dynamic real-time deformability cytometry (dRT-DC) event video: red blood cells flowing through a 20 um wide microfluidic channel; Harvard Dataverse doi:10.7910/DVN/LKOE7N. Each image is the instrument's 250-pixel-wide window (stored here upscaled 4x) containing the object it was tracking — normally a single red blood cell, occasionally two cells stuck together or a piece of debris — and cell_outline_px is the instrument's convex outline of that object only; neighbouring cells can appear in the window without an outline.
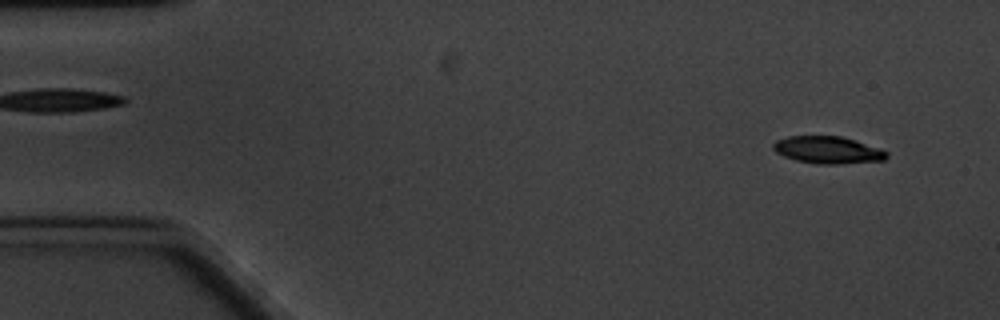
{"species": "common noctule bat (a hibernating species)", "species_latin": "Nyctalus noctula", "temperature_condition": "cold", "stored_images_in_passage": 61, "camera_frame_rate_fps": 3000, "um_per_image_px": 0.085, "animal": {"sex": "male", "body_mass_g": 20.1, "forearm_length_mm": 53.5}, "frame": {"image": 1, "passage_image": 4, "time_ms": 1.0, "image_size_px": [1000, 320], "cell_outline_px": [[888, 156], [884, 160], [840, 164], [816, 164], [796, 160], [784, 156], [776, 152], [772, 148], [772, 144], [776, 140], [788, 136], [840, 136], [880, 148], [888, 152]], "centroid_in_image_um": [70.35, 12.75], "position_along_channel_um": 14.7, "area_um2": 17.98}}
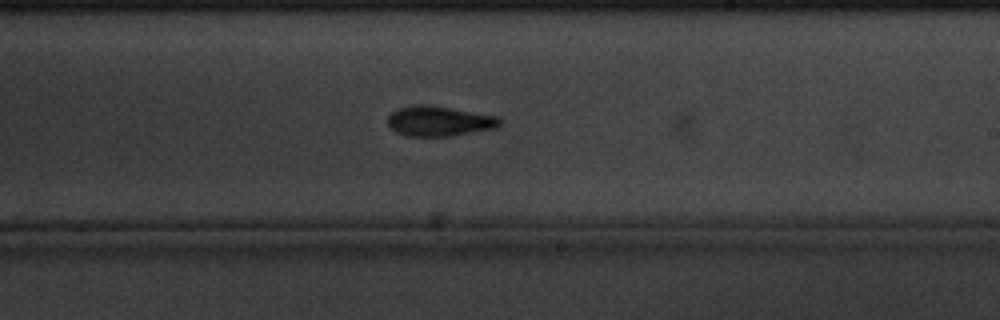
{"frame": {"image": 2, "passage_image": 35, "time_ms": 11.333, "image_size_px": [1000, 320], "cell_outline_px": [[500, 124], [496, 128], [448, 136], [408, 136], [396, 132], [388, 124], [388, 116], [392, 112], [400, 108], [416, 104], [428, 104], [500, 116]], "centroid_in_image_um": [37.34, 10.28], "position_along_channel_um": 251.7, "area_um2": 19.59}}
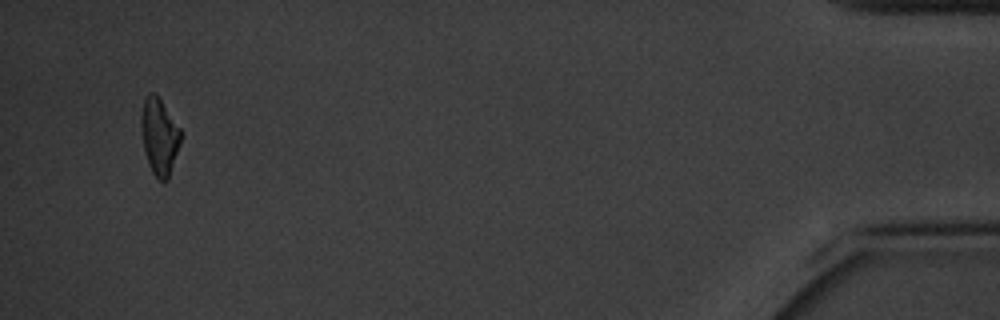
{"frame": {"image": 3, "passage_image": 58, "time_ms": 19.0, "image_size_px": [1000, 320], "cell_outline_px": [[180, 144], [168, 180], [156, 180], [148, 164], [144, 152], [140, 124], [140, 116], [144, 100], [148, 92], [156, 92], [180, 128]], "centroid_in_image_um": [13.52, 11.59], "position_along_channel_um": 421.7, "area_um2": 17.86}, "authors_computed_cell_mechanics": {"area_um2": 18.7272, "velocity_mm_per_s": 3.259, "shape_relaxation_time_tau1_ms": 2.3043, "shape_relaxation_time_tau2_ms": null, "deformation_change_tau1": 0.1322, "deformation_change_tau2": null}}